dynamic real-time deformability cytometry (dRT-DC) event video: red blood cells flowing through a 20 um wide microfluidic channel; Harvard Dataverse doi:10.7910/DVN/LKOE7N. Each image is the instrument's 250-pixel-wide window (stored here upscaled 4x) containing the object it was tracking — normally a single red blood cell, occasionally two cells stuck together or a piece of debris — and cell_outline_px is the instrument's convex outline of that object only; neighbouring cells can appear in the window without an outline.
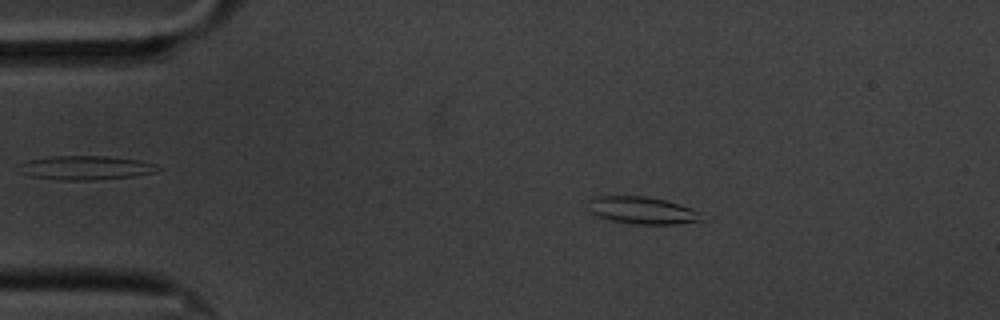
{"species": "common noctule bat (a hibernating species)", "species_latin": "Nyctalus noctula", "temperature_condition": "cold", "stored_images_in_passage": 59, "camera_frame_rate_fps": 3000, "um_per_image_px": 0.085, "animal": {"sex": "male", "body_mass_g": 20.1, "forearm_length_mm": 53.5}, "frame": {"image": 1, "passage_image": 10, "time_ms": 3.0, "image_size_px": [1000, 320], "cell_outline_px": [[712, 216], [700, 220], [676, 224], [632, 224], [612, 220], [600, 216], [592, 212], [588, 208], [592, 200], [596, 196], [644, 196], [664, 200], [680, 204], [692, 208]], "centroid_in_image_um": [54.73, 17.89], "position_along_channel_um": 30.3, "area_um2": 17.98}}
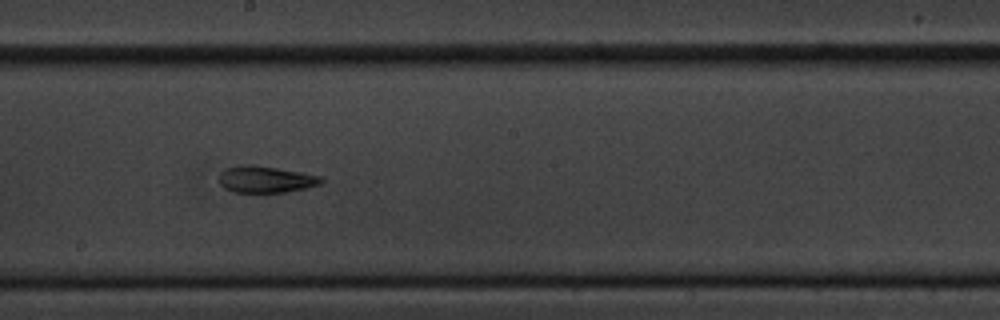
{"frame": {"image": 2, "passage_image": 32, "time_ms": 10.333, "image_size_px": [1000, 320], "cell_outline_px": [[324, 180], [320, 184], [304, 188], [284, 192], [232, 192], [224, 188], [220, 184], [220, 172], [224, 168], [240, 164], [252, 164], [324, 176]], "centroid_in_image_um": [22.56, 15.23], "position_along_channel_um": 225.6, "area_um2": 15.95}}
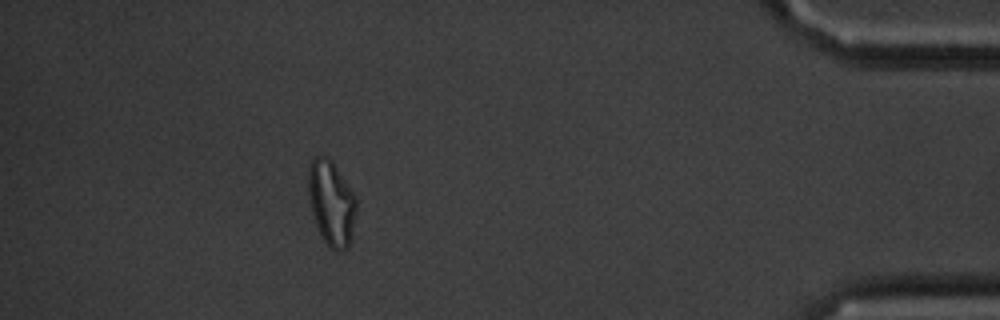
{"frame": {"image": 3, "passage_image": 53, "time_ms": 17.333, "image_size_px": [1000, 320], "cell_outline_px": [[356, 212], [352, 232], [348, 248], [340, 252], [336, 252], [324, 240], [316, 224], [312, 212], [308, 192], [308, 172], [312, 160], [316, 156], [324, 156], [332, 160], [356, 196]], "centroid_in_image_um": [28.18, 17.25], "position_along_channel_um": 407.0, "area_um2": 23.58}, "authors_computed_cell_mechanics": {"area_um2": 17.051, "velocity_mm_per_s": 3.3211, "shape_relaxation_time_tau1_ms": null, "shape_relaxation_time_tau2_ms": 3.0166, "deformation_change_tau1": null, "deformation_change_tau2": 0.1081}}